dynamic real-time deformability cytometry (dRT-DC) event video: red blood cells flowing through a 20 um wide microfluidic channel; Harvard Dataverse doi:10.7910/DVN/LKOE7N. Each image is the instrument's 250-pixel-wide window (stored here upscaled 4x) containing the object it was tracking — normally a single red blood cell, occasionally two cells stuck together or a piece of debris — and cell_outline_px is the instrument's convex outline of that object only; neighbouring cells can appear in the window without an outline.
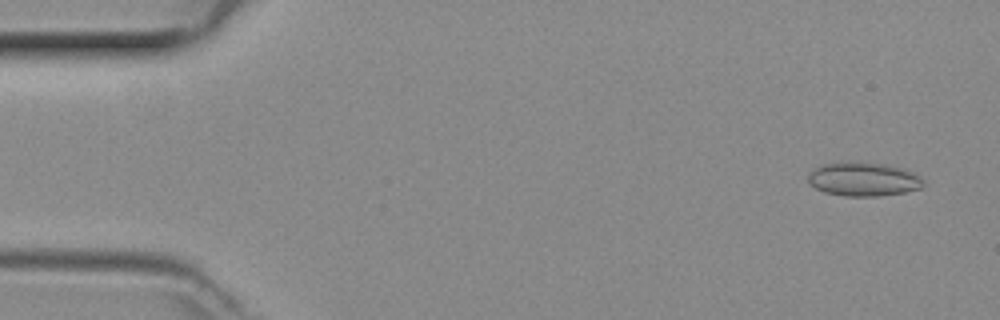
{"species": "common noctule bat (a hibernating species)", "species_latin": "Nyctalus noctula", "temperature_condition": "room temperature", "stored_images_in_passage": 48, "camera_frame_rate_fps": 3000, "um_per_image_px": 0.085, "animal": {"sex": "female", "body_mass_g": 29.2, "forearm_length_mm": 56.3}, "frame": {"image": 1, "passage_image": 3, "time_ms": 0.667, "image_size_px": [1000, 320], "cell_outline_px": [[924, 184], [920, 188], [904, 192], [876, 196], [844, 196], [824, 192], [816, 188], [808, 180], [808, 176], [816, 168], [824, 164], [888, 164], [904, 168], [912, 172], [924, 180]], "centroid_in_image_um": [73.44, 15.27], "position_along_channel_um": 11.6, "area_um2": 21.91}}
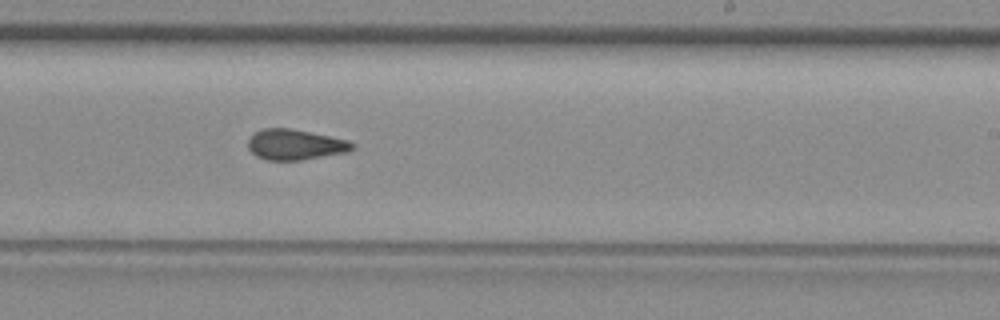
{"frame": {"image": 2, "passage_image": 29, "time_ms": 9.333, "image_size_px": [1000, 320], "cell_outline_px": [[356, 148], [348, 152], [300, 160], [268, 160], [256, 156], [248, 148], [248, 140], [256, 132], [264, 128], [292, 128], [348, 140], [356, 144]], "centroid_in_image_um": [25.13, 12.29], "position_along_channel_um": 263.9, "area_um2": 18.55}}
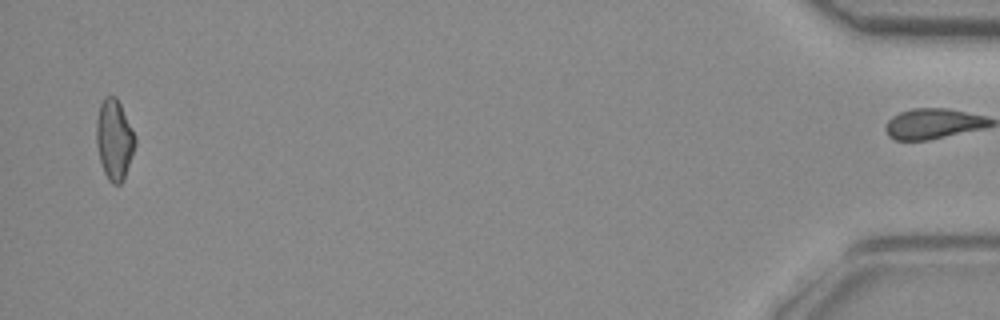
{"frame": {"image": 3, "passage_image": 47, "time_ms": 15.333, "image_size_px": [1000, 320], "cell_outline_px": [[136, 144], [124, 180], [120, 184], [112, 184], [108, 180], [104, 172], [100, 160], [96, 144], [96, 120], [100, 104], [104, 96], [116, 96], [136, 136]], "centroid_in_image_um": [9.71, 11.87], "position_along_channel_um": 425.5, "area_um2": 18.26}}